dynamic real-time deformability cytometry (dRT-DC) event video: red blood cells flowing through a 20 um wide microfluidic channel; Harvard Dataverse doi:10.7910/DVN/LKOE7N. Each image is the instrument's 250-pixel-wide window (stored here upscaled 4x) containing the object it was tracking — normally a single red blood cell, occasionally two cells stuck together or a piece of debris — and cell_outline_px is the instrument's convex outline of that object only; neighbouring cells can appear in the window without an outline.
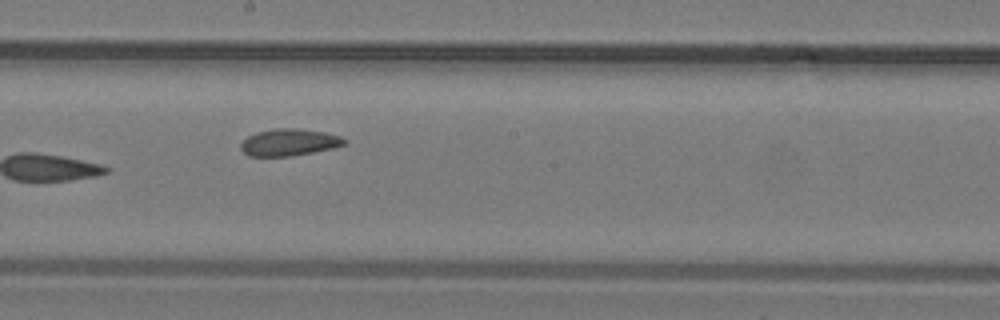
{"species": "common noctule bat (a hibernating species)", "species_latin": "Nyctalus noctula", "temperature_condition": "warm", "stored_images_in_passage": 31, "camera_frame_rate_fps": 3000, "um_per_image_px": 0.085, "animal": {"sex": "male", "body_mass_g": 19.2, "forearm_length_mm": 51.8}, "frame": {"image": 1, "passage_image": 18, "time_ms": 5.667, "image_size_px": [1000, 320], "cell_outline_px": [[348, 140], [344, 144], [332, 148], [292, 156], [248, 156], [240, 148], [240, 144], [248, 136], [256, 132], [276, 128], [292, 128], [324, 132], [340, 136]], "centroid_in_image_um": [24.56, 12.1], "position_along_channel_um": 223.6, "area_um2": 16.13}}